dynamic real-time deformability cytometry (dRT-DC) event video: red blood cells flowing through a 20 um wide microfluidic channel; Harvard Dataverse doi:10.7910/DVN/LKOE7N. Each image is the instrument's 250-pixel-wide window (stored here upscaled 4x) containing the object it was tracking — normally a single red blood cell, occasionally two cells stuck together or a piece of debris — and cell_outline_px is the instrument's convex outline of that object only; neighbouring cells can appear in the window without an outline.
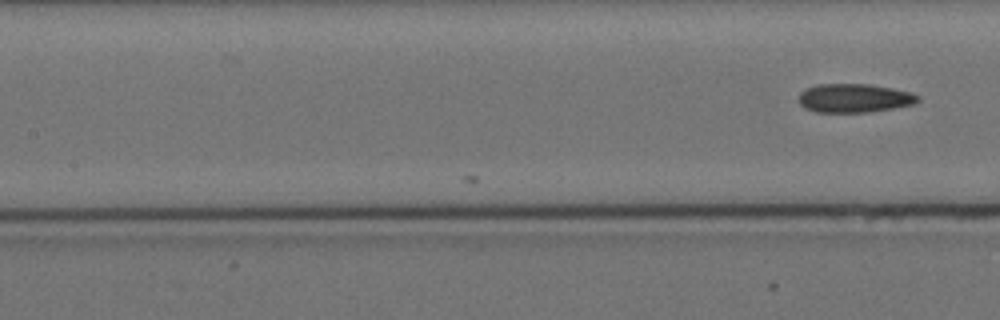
{"species": "Egyptian fruit bat (a non-hibernating species)", "species_latin": "Rousettus aegyptiacus", "temperature_condition": "cold", "stored_images_in_passage": 6, "camera_frame_rate_fps": 3000, "um_per_image_px": 0.085, "animal": {"sex": "female"}, "frame": {"image": 1, "passage_image": 6, "time_ms": 5.667, "image_size_px": [1000, 320], "cell_outline_px": [[920, 100], [916, 104], [868, 112], [816, 112], [804, 108], [800, 104], [800, 92], [816, 84], [868, 84], [892, 88], [912, 92], [920, 96]], "centroid_in_image_um": [72.65, 8.34], "position_along_channel_um": 134.8, "area_um2": 20.0}}